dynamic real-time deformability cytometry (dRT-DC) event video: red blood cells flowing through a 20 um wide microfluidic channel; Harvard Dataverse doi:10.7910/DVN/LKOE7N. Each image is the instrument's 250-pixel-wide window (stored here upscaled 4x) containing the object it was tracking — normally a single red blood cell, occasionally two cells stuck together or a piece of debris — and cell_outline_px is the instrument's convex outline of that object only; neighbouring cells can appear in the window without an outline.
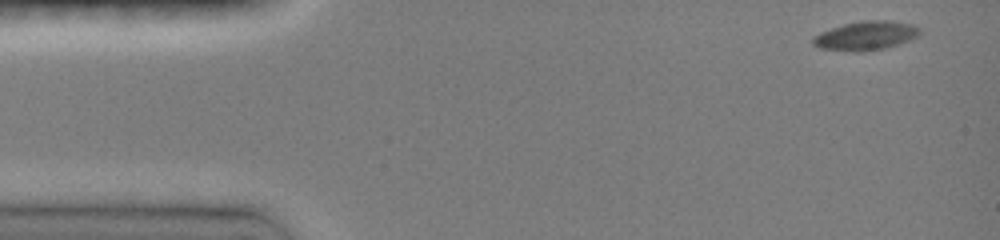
{"species": "common noctule bat (a hibernating species)", "species_latin": "Nyctalus noctula", "temperature_condition": "room temperature", "stored_images_in_passage": 9, "camera_frame_rate_fps": 3000, "um_per_image_px": 0.085, "animal": {"sex": "female", "body_mass_g": 19.0, "forearm_length_mm": 51.5}, "frame": {"image": 1, "passage_image": 1, "time_ms": 0.0, "image_size_px": [1000, 240], "cell_outline_px": [[920, 32], [916, 36], [908, 40], [884, 48], [860, 52], [852, 52], [820, 48], [812, 44], [812, 36], [820, 32], [844, 24], [864, 20], [888, 20], [912, 24], [920, 28]], "centroid_in_image_um": [73.54, 3.03], "position_along_channel_um": 11.5, "area_um2": 17.92}}